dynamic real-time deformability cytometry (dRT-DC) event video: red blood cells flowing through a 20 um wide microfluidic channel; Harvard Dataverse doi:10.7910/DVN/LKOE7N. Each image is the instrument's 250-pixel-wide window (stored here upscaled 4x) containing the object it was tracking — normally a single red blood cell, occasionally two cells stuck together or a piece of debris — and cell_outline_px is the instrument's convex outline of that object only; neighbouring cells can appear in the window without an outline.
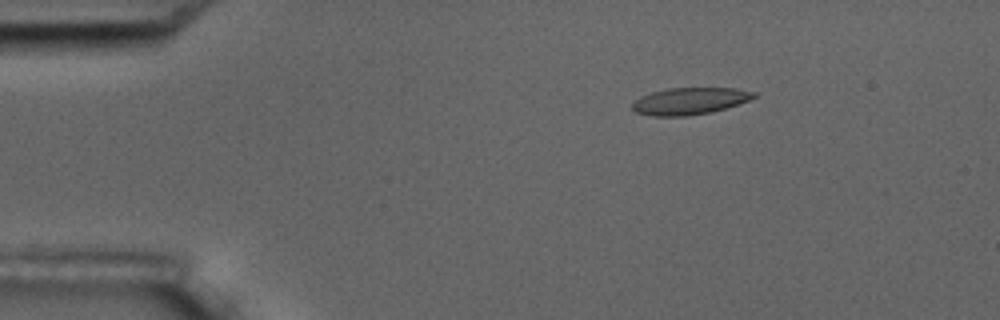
{"species": "common noctule bat (a hibernating species)", "species_latin": "Nyctalus noctula", "temperature_condition": "room temperature", "stored_images_in_passage": 8, "camera_frame_rate_fps": 3000, "um_per_image_px": 0.085, "animal": {"sex": "male", "body_mass_g": 17.5, "forearm_length_mm": 52.3}, "frame": {"image": 1, "passage_image": 2, "time_ms": 1.333, "image_size_px": [1000, 320], "cell_outline_px": [[756, 96], [748, 100], [712, 112], [688, 116], [652, 116], [636, 112], [632, 108], [632, 104], [640, 96], [652, 92], [668, 88], [736, 88], [756, 92]], "centroid_in_image_um": [58.6, 8.59], "position_along_channel_um": 26.4, "area_um2": 18.96}}
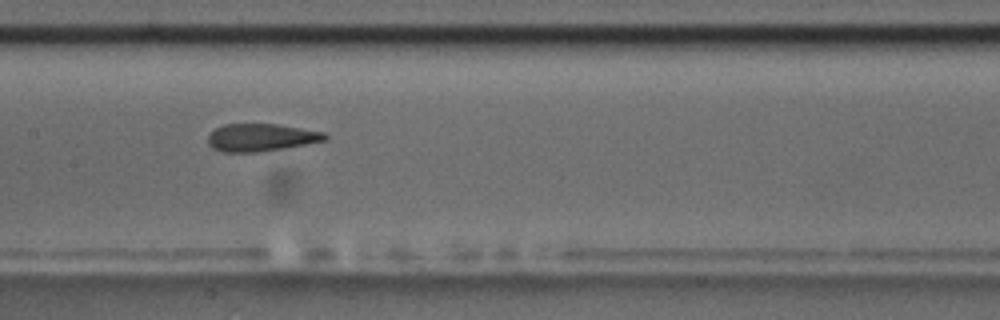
{"frame": {"image": 2, "passage_image": 7, "time_ms": 7.667, "image_size_px": [1000, 320], "cell_outline_px": [[328, 136], [324, 140], [284, 148], [256, 152], [220, 152], [212, 148], [208, 144], [208, 136], [216, 128], [224, 124], [276, 124], [324, 132]], "centroid_in_image_um": [22.13, 11.69], "position_along_channel_um": 185.3, "area_um2": 18.61}}
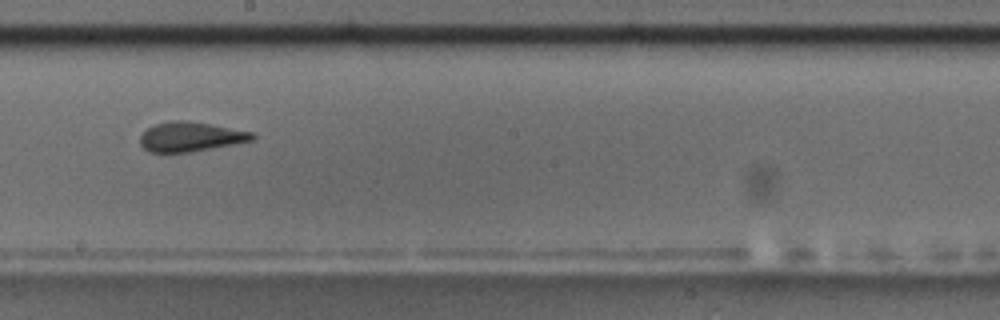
{"frame": {"image": 3, "passage_image": 8, "time_ms": 9.0, "image_size_px": [1000, 320], "cell_outline_px": [[256, 136], [252, 140], [192, 152], [148, 152], [140, 144], [140, 136], [148, 128], [156, 124], [168, 120], [184, 120], [208, 124], [252, 132]], "centroid_in_image_um": [16.15, 11.62], "position_along_channel_um": 232.0, "area_um2": 19.07}}